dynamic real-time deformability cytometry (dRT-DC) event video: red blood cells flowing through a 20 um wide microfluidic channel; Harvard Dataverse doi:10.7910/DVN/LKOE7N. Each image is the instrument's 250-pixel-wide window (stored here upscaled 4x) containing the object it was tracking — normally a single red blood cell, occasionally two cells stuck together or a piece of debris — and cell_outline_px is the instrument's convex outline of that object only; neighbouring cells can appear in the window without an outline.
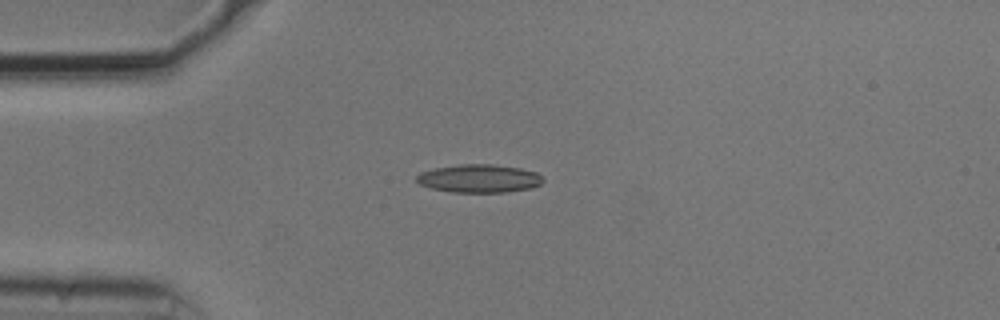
{"species": "common noctule bat (a hibernating species)", "species_latin": "Nyctalus noctula", "temperature_condition": "cold", "stored_images_in_passage": 41, "camera_frame_rate_fps": 3000, "um_per_image_px": 0.085, "animal": {"sex": "male", "body_mass_g": 20.5, "forearm_length_mm": 52.5}, "frame": {"image": 1, "passage_image": 1, "time_ms": 0.0, "image_size_px": [1000, 320], "cell_outline_px": [[544, 180], [540, 184], [532, 188], [504, 192], [452, 192], [432, 188], [420, 184], [416, 180], [416, 176], [420, 172], [436, 168], [460, 164], [492, 164], [520, 168], [536, 172], [544, 176]], "centroid_in_image_um": [40.76, 15.17], "position_along_channel_um": 44.2, "area_um2": 20.75}}
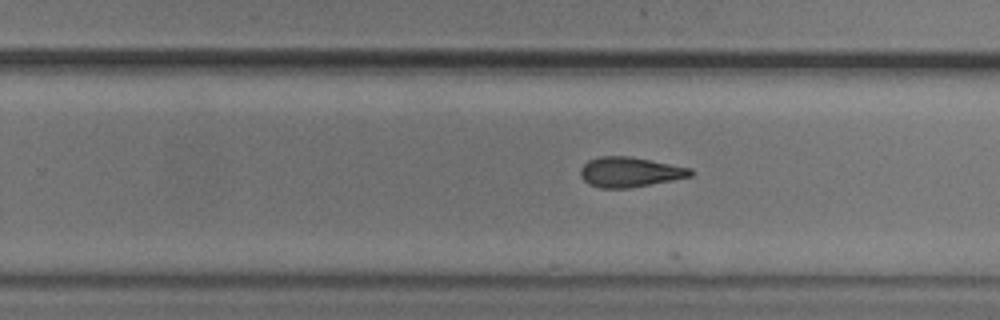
{"frame": {"image": 2, "passage_image": 21, "time_ms": 6.667, "image_size_px": [1000, 320], "cell_outline_px": [[696, 172], [692, 176], [632, 188], [600, 188], [588, 184], [580, 176], [580, 168], [588, 160], [600, 156], [628, 156], [692, 168]], "centroid_in_image_um": [53.54, 14.63], "position_along_channel_um": 276.3, "area_um2": 19.36}}
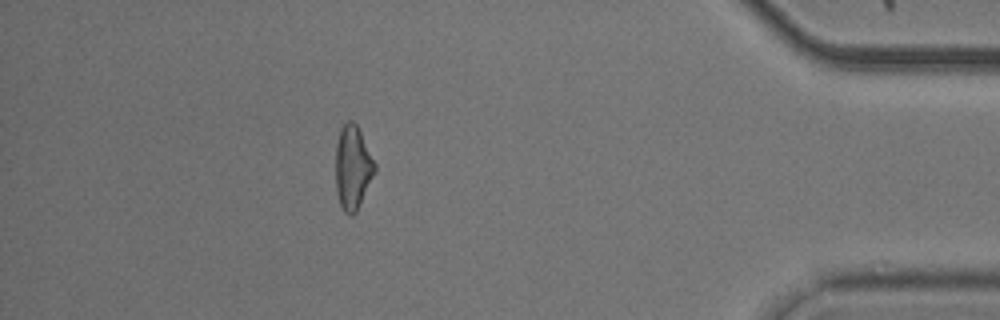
{"frame": {"image": 3, "passage_image": 35, "time_ms": 11.333, "image_size_px": [1000, 320], "cell_outline_px": [[376, 168], [360, 204], [356, 212], [352, 216], [348, 216], [344, 212], [340, 204], [336, 192], [336, 144], [340, 128], [348, 120], [352, 120], [356, 124], [376, 164]], "centroid_in_image_um": [29.96, 14.25], "position_along_channel_um": 405.2, "area_um2": 18.96}, "authors_computed_cell_mechanics": {"area_um2": 19.3052, "velocity_mm_per_s": 3.7526, "shape_relaxation_time_tau1_ms": 6.3551, "shape_relaxation_time_tau2_ms": 2.815, "deformation_change_tau1": 0.1653, "deformation_change_tau2": 0.1198}}